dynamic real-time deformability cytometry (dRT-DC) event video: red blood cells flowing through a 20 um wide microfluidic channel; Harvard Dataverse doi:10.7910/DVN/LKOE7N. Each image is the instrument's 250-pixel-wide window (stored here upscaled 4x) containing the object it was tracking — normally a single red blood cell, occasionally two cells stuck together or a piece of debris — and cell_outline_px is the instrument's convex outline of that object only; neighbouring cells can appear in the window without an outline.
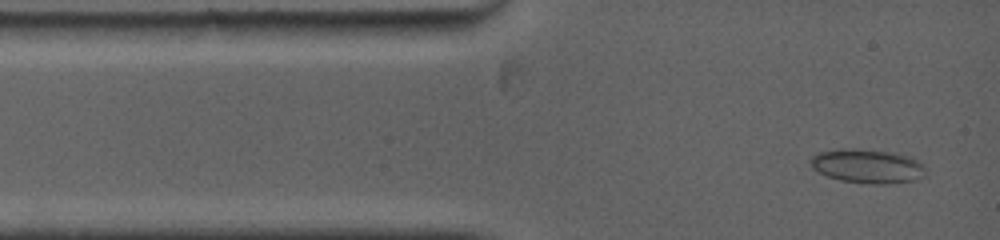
{"species": "common noctule bat (a hibernating species)", "species_latin": "Nyctalus noctula", "temperature_condition": "warm", "stored_images_in_passage": 79, "camera_frame_rate_fps": 5000, "um_per_image_px": 0.085, "animal": {"sex": "female", "body_mass_g": 19.0, "forearm_length_mm": 53.3}, "frame": {"image": 1, "passage_image": 3, "time_ms": 0.4, "image_size_px": [1000, 240], "cell_outline_px": [[924, 176], [916, 180], [888, 184], [868, 184], [840, 180], [828, 176], [812, 168], [808, 160], [816, 152], [840, 148], [856, 148], [892, 152], [912, 156], [920, 160], [924, 168]], "centroid_in_image_um": [73.72, 14.1], "position_along_channel_um": 11.3, "area_um2": 23.29}}
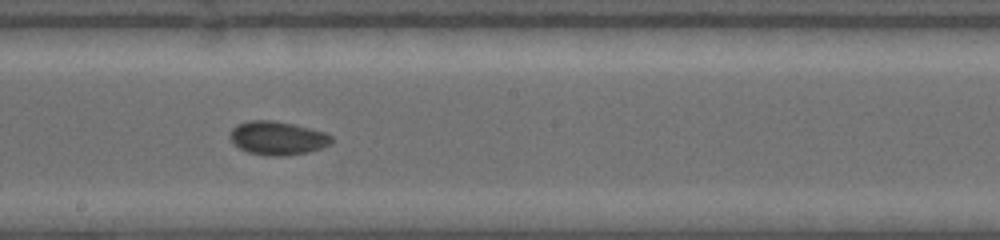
{"frame": {"image": 2, "passage_image": 36, "time_ms": 6.8, "image_size_px": [1000, 240], "cell_outline_px": [[332, 144], [308, 152], [284, 156], [272, 156], [248, 152], [232, 144], [228, 136], [232, 128], [236, 124], [248, 120], [272, 120], [292, 124], [324, 132], [332, 136]], "centroid_in_image_um": [23.54, 11.73], "position_along_channel_um": 224.7, "area_um2": 19.94}}
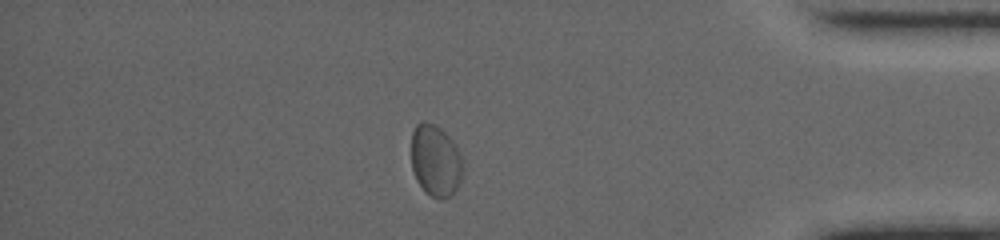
{"frame": {"image": 3, "passage_image": 65, "time_ms": 12.2, "image_size_px": [1000, 240], "cell_outline_px": [[464, 168], [460, 180], [452, 196], [440, 200], [424, 192], [416, 180], [412, 168], [412, 132], [416, 124], [420, 120], [424, 120], [436, 124], [452, 140], [460, 156]], "centroid_in_image_um": [37.0, 13.65], "position_along_channel_um": 398.2, "area_um2": 21.73}, "authors_computed_cell_mechanics": {"area_um2": 19.9988, "velocity_mm_per_s": 3.8817, "shape_relaxation_time_tau1_ms": 5.4438, "shape_relaxation_time_tau2_ms": 1.4191, "deformation_change_tau1": 0.0932, "deformation_change_tau2": 0.0421}}